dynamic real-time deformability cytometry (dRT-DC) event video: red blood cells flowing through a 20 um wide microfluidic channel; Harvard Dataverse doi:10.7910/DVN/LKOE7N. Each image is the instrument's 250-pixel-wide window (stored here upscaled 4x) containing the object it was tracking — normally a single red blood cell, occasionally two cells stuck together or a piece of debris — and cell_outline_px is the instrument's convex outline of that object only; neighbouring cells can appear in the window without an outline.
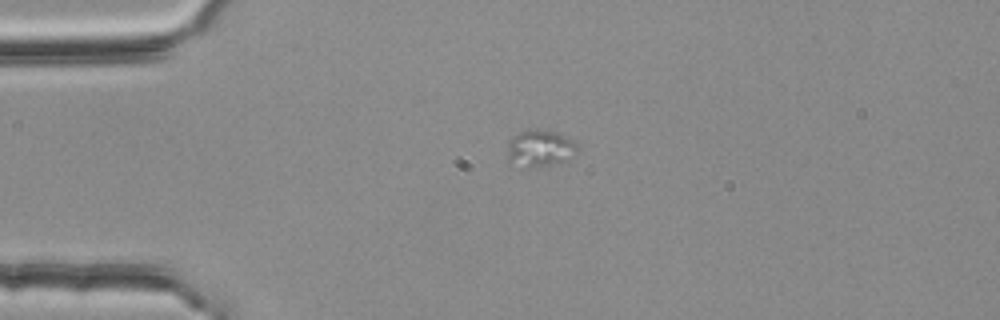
{"species": "common noctule bat (a hibernating species)", "species_latin": "Nyctalus noctula", "temperature_condition": "room temperature", "stored_images_in_passage": 23, "camera_frame_rate_fps": 3000, "um_per_image_px": 0.085, "animal": {"sex": "female", "body_mass_g": 25.1}, "frame": {"image": 1, "passage_image": 15, "time_ms": 4.667, "image_size_px": [1000, 320], "cell_outline_px": [[580, 144], [572, 160], [548, 164], [508, 168], [508, 148], [512, 140], [520, 132], [552, 132], [564, 136]], "centroid_in_image_um": [45.92, 12.69], "position_along_channel_um": 39.1, "area_um2": 14.51}}